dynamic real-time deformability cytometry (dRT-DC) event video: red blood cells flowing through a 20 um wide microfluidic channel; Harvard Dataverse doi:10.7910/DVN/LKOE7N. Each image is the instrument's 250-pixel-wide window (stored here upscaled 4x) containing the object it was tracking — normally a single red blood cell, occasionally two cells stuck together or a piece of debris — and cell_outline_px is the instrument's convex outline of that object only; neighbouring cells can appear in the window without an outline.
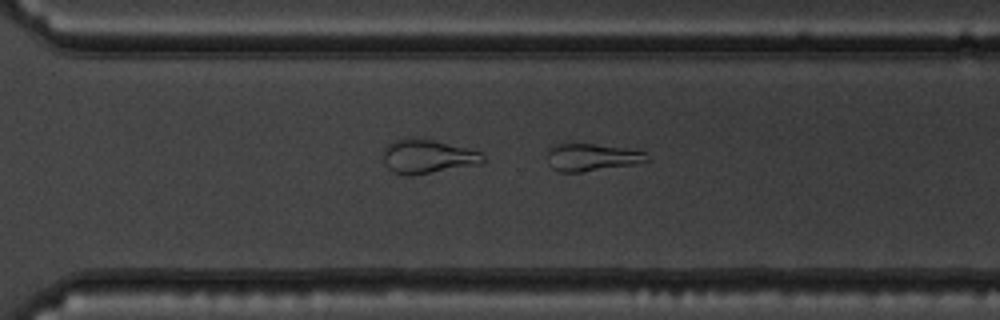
{"species": "common noctule bat (a hibernating species)", "species_latin": "Nyctalus noctula", "temperature_condition": "warm", "stored_images_in_passage": 53, "camera_frame_rate_fps": 3000, "um_per_image_px": 0.085, "animal": {"sex": "male", "body_mass_g": 19.5, "forearm_length_mm": 54.6}, "frame": {"image": 1, "passage_image": 38, "time_ms": 12.333, "image_size_px": [1000, 320], "cell_outline_px": [[648, 160], [632, 164], [580, 172], [560, 172], [552, 168], [548, 164], [548, 148], [556, 144], [592, 144], [624, 148], [648, 152]], "centroid_in_image_um": [50.27, 13.36], "position_along_channel_um": 320.3, "area_um2": 15.66}}